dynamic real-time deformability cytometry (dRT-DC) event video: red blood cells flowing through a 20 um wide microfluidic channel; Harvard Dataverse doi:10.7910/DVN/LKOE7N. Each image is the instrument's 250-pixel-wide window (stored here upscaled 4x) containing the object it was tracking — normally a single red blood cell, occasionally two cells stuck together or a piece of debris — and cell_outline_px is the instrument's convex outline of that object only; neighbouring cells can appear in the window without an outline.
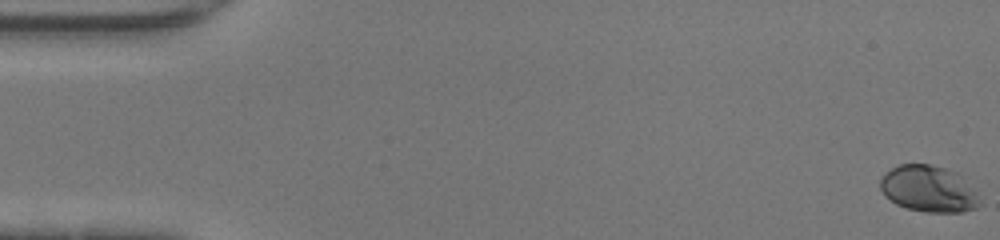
{"species": "human", "species_latin": "Homo sapiens", "temperature_condition": "warm", "stored_images_in_passage": 47, "camera_frame_rate_fps": 3000, "um_per_image_px": 0.085, "donor": {"sex": "female"}, "frame": {"image": 1, "passage_image": 1, "time_ms": 0.0, "image_size_px": [1000, 240], "cell_outline_px": [[984, 204], [976, 208], [960, 212], [924, 212], [908, 208], [896, 204], [884, 196], [880, 188], [880, 180], [892, 168], [900, 164], [928, 164], [960, 172], [976, 192]], "centroid_in_image_um": [78.98, 16.06], "position_along_channel_um": 6.0, "area_um2": 27.17}}
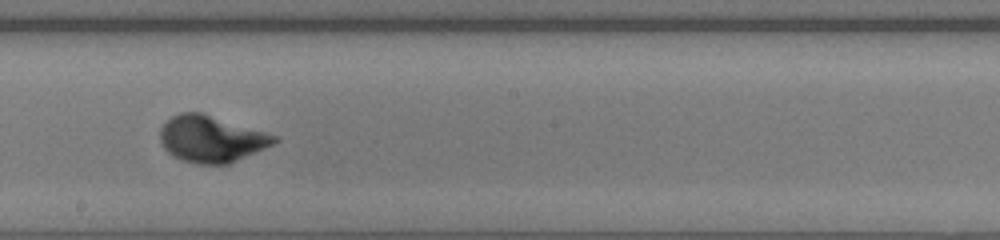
{"frame": {"image": 2, "passage_image": 27, "time_ms": 8.667, "image_size_px": [1000, 240], "cell_outline_px": [[280, 140], [264, 148], [228, 164], [196, 164], [172, 156], [164, 148], [160, 140], [160, 128], [172, 116], [180, 112], [200, 112], [264, 132], [276, 136]], "centroid_in_image_um": [17.91, 11.81], "position_along_channel_um": 230.3, "area_um2": 30.46}}
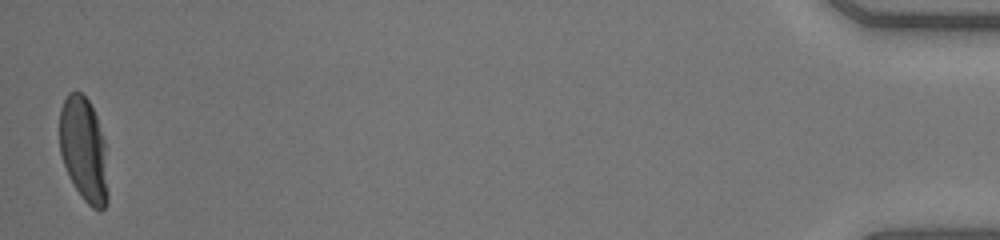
{"frame": {"image": 3, "passage_image": 47, "time_ms": 15.333, "image_size_px": [1000, 240], "cell_outline_px": [[108, 204], [100, 212], [92, 208], [84, 200], [72, 184], [68, 176], [60, 152], [60, 108], [68, 92], [80, 92], [88, 100], [96, 116], [104, 140], [108, 192]], "centroid_in_image_um": [7.12, 12.77], "position_along_channel_um": 428.1, "area_um2": 29.54}, "authors_computed_cell_mechanics": {"area_um2": 28.9, "velocity_mm_per_s": 4.4652, "shape_relaxation_time_tau1_ms": 2.1758, "shape_relaxation_time_tau2_ms": null, "deformation_change_tau1": 0.1575, "deformation_change_tau2": null}}